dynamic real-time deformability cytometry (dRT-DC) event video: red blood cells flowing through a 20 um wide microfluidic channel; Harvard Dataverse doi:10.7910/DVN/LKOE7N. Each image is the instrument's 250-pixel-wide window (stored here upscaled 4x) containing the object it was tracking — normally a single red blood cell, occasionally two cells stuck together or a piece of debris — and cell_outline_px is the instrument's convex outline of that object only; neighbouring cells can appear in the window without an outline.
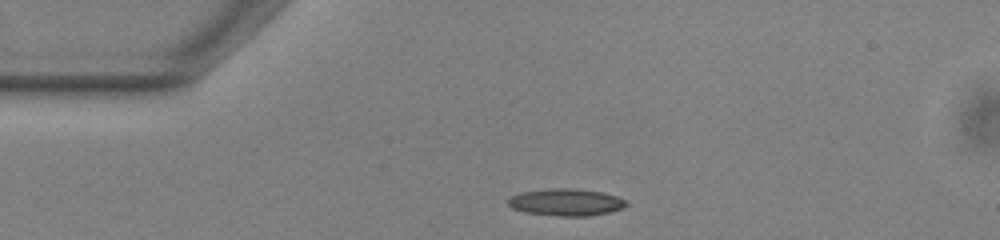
{"species": "common noctule bat (a hibernating species)", "species_latin": "Nyctalus noctula", "temperature_condition": "warm", "stored_images_in_passage": 42, "camera_frame_rate_fps": 3000, "um_per_image_px": 0.085, "animal": {"sex": "male", "body_mass_g": 13.0, "forearm_length_mm": 53.1}, "frame": {"image": 1, "passage_image": 1, "time_ms": 0.0, "image_size_px": [1000, 240], "cell_outline_px": [[628, 204], [620, 208], [608, 212], [588, 216], [560, 216], [524, 212], [512, 208], [508, 204], [508, 200], [512, 196], [520, 192], [548, 188], [576, 188], [604, 192], [628, 200]], "centroid_in_image_um": [48.12, 17.17], "position_along_channel_um": 36.9, "area_um2": 18.73}}
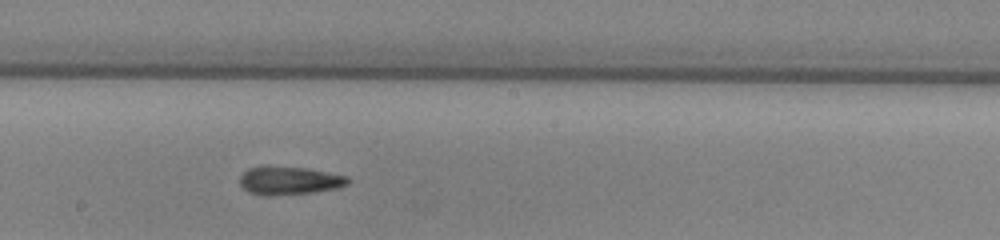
{"frame": {"image": 2, "passage_image": 18, "time_ms": 5.667, "image_size_px": [1000, 240], "cell_outline_px": [[352, 180], [348, 184], [336, 188], [312, 192], [272, 196], [268, 196], [248, 192], [240, 184], [240, 176], [248, 168], [260, 164], [308, 168], [348, 176]], "centroid_in_image_um": [24.57, 15.32], "position_along_channel_um": 223.6, "area_um2": 18.21}}
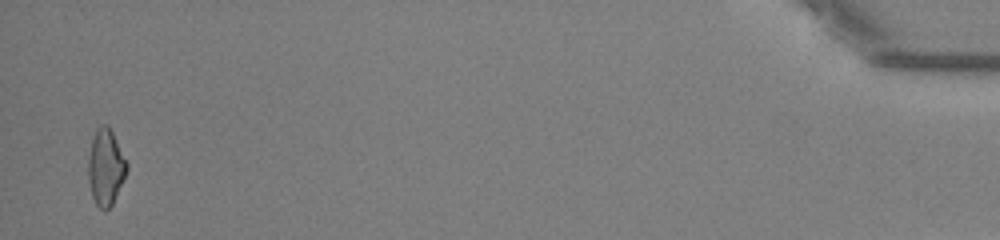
{"frame": {"image": 3, "passage_image": 41, "time_ms": 13.333, "image_size_px": [1000, 240], "cell_outline_px": [[128, 168], [124, 180], [112, 204], [104, 212], [96, 204], [92, 196], [88, 180], [88, 156], [92, 140], [96, 128], [100, 124], [108, 124], [128, 164]], "centroid_in_image_um": [8.98, 14.21], "position_along_channel_um": 426.2, "area_um2": 17.17}, "authors_computed_cell_mechanics": {"area_um2": 17.2533, "velocity_mm_per_s": 3.879, "shape_relaxation_time_tau1_ms": 8.4979, "shape_relaxation_time_tau2_ms": 4.9095, "deformation_change_tau1": 0.195, "deformation_change_tau2": 0.1546}}